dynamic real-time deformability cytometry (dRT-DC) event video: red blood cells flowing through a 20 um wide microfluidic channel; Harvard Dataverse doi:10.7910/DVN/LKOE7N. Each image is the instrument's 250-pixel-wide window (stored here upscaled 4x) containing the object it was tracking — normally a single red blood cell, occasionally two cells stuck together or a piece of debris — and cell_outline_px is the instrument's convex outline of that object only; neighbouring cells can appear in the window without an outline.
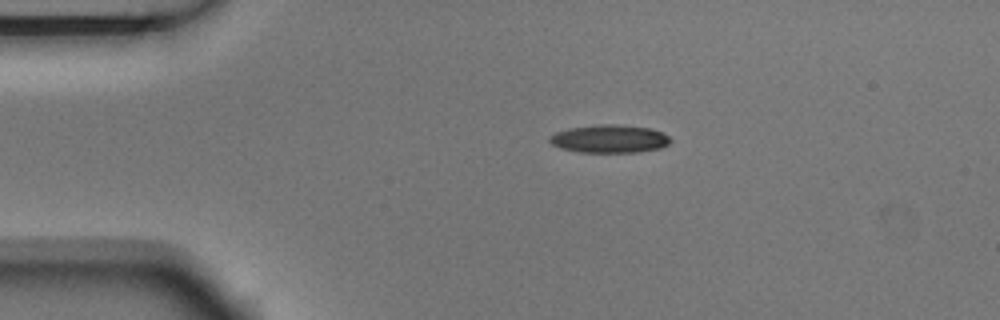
{"species": "Egyptian fruit bat (a non-hibernating species)", "species_latin": "Rousettus aegyptiacus", "temperature_condition": "room temperature", "stored_images_in_passage": 2, "camera_frame_rate_fps": 3000, "um_per_image_px": 0.085, "animal": {"sex": "male"}, "frame": {"image": 1, "passage_image": 1, "time_ms": 0.0, "image_size_px": [1000, 320], "cell_outline_px": [[672, 140], [668, 144], [660, 148], [636, 152], [580, 152], [560, 148], [552, 144], [548, 140], [556, 132], [568, 128], [596, 124], [616, 124], [652, 128], [668, 136]], "centroid_in_image_um": [51.81, 11.79], "position_along_channel_um": 33.2, "area_um2": 19.71}}